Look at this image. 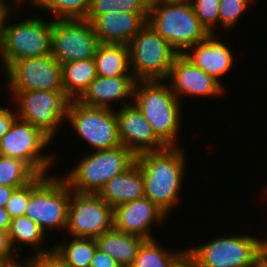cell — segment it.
<instances>
[{
	"label": "cell",
	"mask_w": 267,
	"mask_h": 267,
	"mask_svg": "<svg viewBox=\"0 0 267 267\" xmlns=\"http://www.w3.org/2000/svg\"><path fill=\"white\" fill-rule=\"evenodd\" d=\"M182 146H168L161 151L144 152L136 162L144 178L145 197L168 217L181 203L189 155ZM184 184V186H183Z\"/></svg>",
	"instance_id": "cell-1"
},
{
	"label": "cell",
	"mask_w": 267,
	"mask_h": 267,
	"mask_svg": "<svg viewBox=\"0 0 267 267\" xmlns=\"http://www.w3.org/2000/svg\"><path fill=\"white\" fill-rule=\"evenodd\" d=\"M20 12L22 11L8 10L3 19L0 49L2 71L16 60L42 57L51 53L53 19L47 15L45 19L41 18L44 16L42 13L40 16L35 14L33 17H23L25 13Z\"/></svg>",
	"instance_id": "cell-2"
},
{
	"label": "cell",
	"mask_w": 267,
	"mask_h": 267,
	"mask_svg": "<svg viewBox=\"0 0 267 267\" xmlns=\"http://www.w3.org/2000/svg\"><path fill=\"white\" fill-rule=\"evenodd\" d=\"M133 103L167 146H180L183 102L176 97L167 80L137 81Z\"/></svg>",
	"instance_id": "cell-3"
},
{
	"label": "cell",
	"mask_w": 267,
	"mask_h": 267,
	"mask_svg": "<svg viewBox=\"0 0 267 267\" xmlns=\"http://www.w3.org/2000/svg\"><path fill=\"white\" fill-rule=\"evenodd\" d=\"M147 23L179 54L210 35L189 0H150Z\"/></svg>",
	"instance_id": "cell-4"
},
{
	"label": "cell",
	"mask_w": 267,
	"mask_h": 267,
	"mask_svg": "<svg viewBox=\"0 0 267 267\" xmlns=\"http://www.w3.org/2000/svg\"><path fill=\"white\" fill-rule=\"evenodd\" d=\"M80 156L79 161L76 160L78 163H74L62 176L72 191L93 194H98L110 179L130 168L137 157L123 145L87 151Z\"/></svg>",
	"instance_id": "cell-5"
},
{
	"label": "cell",
	"mask_w": 267,
	"mask_h": 267,
	"mask_svg": "<svg viewBox=\"0 0 267 267\" xmlns=\"http://www.w3.org/2000/svg\"><path fill=\"white\" fill-rule=\"evenodd\" d=\"M57 174L37 175L32 180V193L24 213L46 235L55 230L65 235L67 227L71 188L65 178Z\"/></svg>",
	"instance_id": "cell-6"
},
{
	"label": "cell",
	"mask_w": 267,
	"mask_h": 267,
	"mask_svg": "<svg viewBox=\"0 0 267 267\" xmlns=\"http://www.w3.org/2000/svg\"><path fill=\"white\" fill-rule=\"evenodd\" d=\"M17 117L31 123L52 141L70 115L74 99L64 90L8 91ZM16 104V105H15Z\"/></svg>",
	"instance_id": "cell-7"
},
{
	"label": "cell",
	"mask_w": 267,
	"mask_h": 267,
	"mask_svg": "<svg viewBox=\"0 0 267 267\" xmlns=\"http://www.w3.org/2000/svg\"><path fill=\"white\" fill-rule=\"evenodd\" d=\"M132 75L139 80H167L179 54L148 23L128 44Z\"/></svg>",
	"instance_id": "cell-8"
},
{
	"label": "cell",
	"mask_w": 267,
	"mask_h": 267,
	"mask_svg": "<svg viewBox=\"0 0 267 267\" xmlns=\"http://www.w3.org/2000/svg\"><path fill=\"white\" fill-rule=\"evenodd\" d=\"M50 144L53 141L41 130L17 117L0 140V155L21 159L38 175H48L59 158L48 150Z\"/></svg>",
	"instance_id": "cell-9"
},
{
	"label": "cell",
	"mask_w": 267,
	"mask_h": 267,
	"mask_svg": "<svg viewBox=\"0 0 267 267\" xmlns=\"http://www.w3.org/2000/svg\"><path fill=\"white\" fill-rule=\"evenodd\" d=\"M259 237L263 236L230 232L187 248L201 267H253L255 255L261 247Z\"/></svg>",
	"instance_id": "cell-10"
},
{
	"label": "cell",
	"mask_w": 267,
	"mask_h": 267,
	"mask_svg": "<svg viewBox=\"0 0 267 267\" xmlns=\"http://www.w3.org/2000/svg\"><path fill=\"white\" fill-rule=\"evenodd\" d=\"M72 132L88 144L90 151L111 149L122 145L115 110L92 107L74 100L68 120Z\"/></svg>",
	"instance_id": "cell-11"
},
{
	"label": "cell",
	"mask_w": 267,
	"mask_h": 267,
	"mask_svg": "<svg viewBox=\"0 0 267 267\" xmlns=\"http://www.w3.org/2000/svg\"><path fill=\"white\" fill-rule=\"evenodd\" d=\"M100 44L89 20H53L51 54L62 64L94 58Z\"/></svg>",
	"instance_id": "cell-12"
},
{
	"label": "cell",
	"mask_w": 267,
	"mask_h": 267,
	"mask_svg": "<svg viewBox=\"0 0 267 267\" xmlns=\"http://www.w3.org/2000/svg\"><path fill=\"white\" fill-rule=\"evenodd\" d=\"M114 228L113 207L98 194L71 190L66 235L96 238Z\"/></svg>",
	"instance_id": "cell-13"
},
{
	"label": "cell",
	"mask_w": 267,
	"mask_h": 267,
	"mask_svg": "<svg viewBox=\"0 0 267 267\" xmlns=\"http://www.w3.org/2000/svg\"><path fill=\"white\" fill-rule=\"evenodd\" d=\"M3 72L6 91L63 90L61 64L51 53L16 60Z\"/></svg>",
	"instance_id": "cell-14"
},
{
	"label": "cell",
	"mask_w": 267,
	"mask_h": 267,
	"mask_svg": "<svg viewBox=\"0 0 267 267\" xmlns=\"http://www.w3.org/2000/svg\"><path fill=\"white\" fill-rule=\"evenodd\" d=\"M167 81L180 101L187 97L219 99L226 95V88L183 54L175 57Z\"/></svg>",
	"instance_id": "cell-15"
},
{
	"label": "cell",
	"mask_w": 267,
	"mask_h": 267,
	"mask_svg": "<svg viewBox=\"0 0 267 267\" xmlns=\"http://www.w3.org/2000/svg\"><path fill=\"white\" fill-rule=\"evenodd\" d=\"M114 110L120 142L136 156L144 152L161 151L168 147L155 134L151 124L134 103L123 107L118 105Z\"/></svg>",
	"instance_id": "cell-16"
},
{
	"label": "cell",
	"mask_w": 267,
	"mask_h": 267,
	"mask_svg": "<svg viewBox=\"0 0 267 267\" xmlns=\"http://www.w3.org/2000/svg\"><path fill=\"white\" fill-rule=\"evenodd\" d=\"M168 216L149 198L143 197L113 207L114 229L123 233L142 237L144 240L156 238L153 226H160Z\"/></svg>",
	"instance_id": "cell-17"
},
{
	"label": "cell",
	"mask_w": 267,
	"mask_h": 267,
	"mask_svg": "<svg viewBox=\"0 0 267 267\" xmlns=\"http://www.w3.org/2000/svg\"><path fill=\"white\" fill-rule=\"evenodd\" d=\"M224 38L222 34H210L203 41L188 48L183 55L225 88L222 77L228 75L234 65L236 66L237 56L232 51L234 47H230Z\"/></svg>",
	"instance_id": "cell-18"
},
{
	"label": "cell",
	"mask_w": 267,
	"mask_h": 267,
	"mask_svg": "<svg viewBox=\"0 0 267 267\" xmlns=\"http://www.w3.org/2000/svg\"><path fill=\"white\" fill-rule=\"evenodd\" d=\"M149 13L109 12L87 15L100 43L129 44L146 25Z\"/></svg>",
	"instance_id": "cell-19"
},
{
	"label": "cell",
	"mask_w": 267,
	"mask_h": 267,
	"mask_svg": "<svg viewBox=\"0 0 267 267\" xmlns=\"http://www.w3.org/2000/svg\"><path fill=\"white\" fill-rule=\"evenodd\" d=\"M136 82L134 76H97L78 101L88 106L114 110L116 107H113V103H120V107L133 103Z\"/></svg>",
	"instance_id": "cell-20"
},
{
	"label": "cell",
	"mask_w": 267,
	"mask_h": 267,
	"mask_svg": "<svg viewBox=\"0 0 267 267\" xmlns=\"http://www.w3.org/2000/svg\"><path fill=\"white\" fill-rule=\"evenodd\" d=\"M98 195L112 207L145 197L144 178L138 163L110 179Z\"/></svg>",
	"instance_id": "cell-21"
},
{
	"label": "cell",
	"mask_w": 267,
	"mask_h": 267,
	"mask_svg": "<svg viewBox=\"0 0 267 267\" xmlns=\"http://www.w3.org/2000/svg\"><path fill=\"white\" fill-rule=\"evenodd\" d=\"M8 233L11 245L18 256L20 255L21 257V249L24 247H29L33 250V252H31L32 250L29 249L30 251L28 253L24 251L26 255H22L23 260H28L31 257L42 255L53 250V245H48V247L45 245L48 235L45 234L37 223L25 215L11 219Z\"/></svg>",
	"instance_id": "cell-22"
},
{
	"label": "cell",
	"mask_w": 267,
	"mask_h": 267,
	"mask_svg": "<svg viewBox=\"0 0 267 267\" xmlns=\"http://www.w3.org/2000/svg\"><path fill=\"white\" fill-rule=\"evenodd\" d=\"M95 241L97 249L110 255L121 267H132L145 240L113 228L96 237Z\"/></svg>",
	"instance_id": "cell-23"
},
{
	"label": "cell",
	"mask_w": 267,
	"mask_h": 267,
	"mask_svg": "<svg viewBox=\"0 0 267 267\" xmlns=\"http://www.w3.org/2000/svg\"><path fill=\"white\" fill-rule=\"evenodd\" d=\"M97 76H133L127 44L100 43L94 56Z\"/></svg>",
	"instance_id": "cell-24"
},
{
	"label": "cell",
	"mask_w": 267,
	"mask_h": 267,
	"mask_svg": "<svg viewBox=\"0 0 267 267\" xmlns=\"http://www.w3.org/2000/svg\"><path fill=\"white\" fill-rule=\"evenodd\" d=\"M63 90L78 100L97 77L94 58L71 61L61 65Z\"/></svg>",
	"instance_id": "cell-25"
},
{
	"label": "cell",
	"mask_w": 267,
	"mask_h": 267,
	"mask_svg": "<svg viewBox=\"0 0 267 267\" xmlns=\"http://www.w3.org/2000/svg\"><path fill=\"white\" fill-rule=\"evenodd\" d=\"M97 249L95 238L63 236L53 250L72 267H90Z\"/></svg>",
	"instance_id": "cell-26"
},
{
	"label": "cell",
	"mask_w": 267,
	"mask_h": 267,
	"mask_svg": "<svg viewBox=\"0 0 267 267\" xmlns=\"http://www.w3.org/2000/svg\"><path fill=\"white\" fill-rule=\"evenodd\" d=\"M158 240H145L141 244L132 267H171L173 260L185 249H167Z\"/></svg>",
	"instance_id": "cell-27"
},
{
	"label": "cell",
	"mask_w": 267,
	"mask_h": 267,
	"mask_svg": "<svg viewBox=\"0 0 267 267\" xmlns=\"http://www.w3.org/2000/svg\"><path fill=\"white\" fill-rule=\"evenodd\" d=\"M91 0H36L35 13L49 12V17L57 19H85L87 17ZM37 8V9H36ZM52 13V14H51Z\"/></svg>",
	"instance_id": "cell-28"
},
{
	"label": "cell",
	"mask_w": 267,
	"mask_h": 267,
	"mask_svg": "<svg viewBox=\"0 0 267 267\" xmlns=\"http://www.w3.org/2000/svg\"><path fill=\"white\" fill-rule=\"evenodd\" d=\"M37 175L21 159L0 155V186L19 188L30 183Z\"/></svg>",
	"instance_id": "cell-29"
},
{
	"label": "cell",
	"mask_w": 267,
	"mask_h": 267,
	"mask_svg": "<svg viewBox=\"0 0 267 267\" xmlns=\"http://www.w3.org/2000/svg\"><path fill=\"white\" fill-rule=\"evenodd\" d=\"M150 0H91L87 15H103L109 12L149 13Z\"/></svg>",
	"instance_id": "cell-30"
},
{
	"label": "cell",
	"mask_w": 267,
	"mask_h": 267,
	"mask_svg": "<svg viewBox=\"0 0 267 267\" xmlns=\"http://www.w3.org/2000/svg\"><path fill=\"white\" fill-rule=\"evenodd\" d=\"M254 3L255 0H220L219 34L227 35V32L230 34V31L238 26V22H241L243 14L245 15L246 11L250 10V5Z\"/></svg>",
	"instance_id": "cell-31"
},
{
	"label": "cell",
	"mask_w": 267,
	"mask_h": 267,
	"mask_svg": "<svg viewBox=\"0 0 267 267\" xmlns=\"http://www.w3.org/2000/svg\"><path fill=\"white\" fill-rule=\"evenodd\" d=\"M201 24L210 34H219L220 0H189Z\"/></svg>",
	"instance_id": "cell-32"
},
{
	"label": "cell",
	"mask_w": 267,
	"mask_h": 267,
	"mask_svg": "<svg viewBox=\"0 0 267 267\" xmlns=\"http://www.w3.org/2000/svg\"><path fill=\"white\" fill-rule=\"evenodd\" d=\"M32 193V181L22 187L16 188L6 205V210L11 219L24 216L30 194Z\"/></svg>",
	"instance_id": "cell-33"
},
{
	"label": "cell",
	"mask_w": 267,
	"mask_h": 267,
	"mask_svg": "<svg viewBox=\"0 0 267 267\" xmlns=\"http://www.w3.org/2000/svg\"><path fill=\"white\" fill-rule=\"evenodd\" d=\"M32 267H72L54 250L27 260Z\"/></svg>",
	"instance_id": "cell-34"
},
{
	"label": "cell",
	"mask_w": 267,
	"mask_h": 267,
	"mask_svg": "<svg viewBox=\"0 0 267 267\" xmlns=\"http://www.w3.org/2000/svg\"><path fill=\"white\" fill-rule=\"evenodd\" d=\"M10 103H11V100L7 106L0 105V140L10 130L13 122L17 118L16 109L15 107H13V104L10 105Z\"/></svg>",
	"instance_id": "cell-35"
},
{
	"label": "cell",
	"mask_w": 267,
	"mask_h": 267,
	"mask_svg": "<svg viewBox=\"0 0 267 267\" xmlns=\"http://www.w3.org/2000/svg\"><path fill=\"white\" fill-rule=\"evenodd\" d=\"M171 267H201L197 258L185 248L172 262Z\"/></svg>",
	"instance_id": "cell-36"
},
{
	"label": "cell",
	"mask_w": 267,
	"mask_h": 267,
	"mask_svg": "<svg viewBox=\"0 0 267 267\" xmlns=\"http://www.w3.org/2000/svg\"><path fill=\"white\" fill-rule=\"evenodd\" d=\"M90 267H121L110 255L96 249Z\"/></svg>",
	"instance_id": "cell-37"
},
{
	"label": "cell",
	"mask_w": 267,
	"mask_h": 267,
	"mask_svg": "<svg viewBox=\"0 0 267 267\" xmlns=\"http://www.w3.org/2000/svg\"><path fill=\"white\" fill-rule=\"evenodd\" d=\"M0 257H20L11 245L8 231L0 230Z\"/></svg>",
	"instance_id": "cell-38"
},
{
	"label": "cell",
	"mask_w": 267,
	"mask_h": 267,
	"mask_svg": "<svg viewBox=\"0 0 267 267\" xmlns=\"http://www.w3.org/2000/svg\"><path fill=\"white\" fill-rule=\"evenodd\" d=\"M35 3H36V0H0V4L4 8L8 10H22V11L24 10V12L29 7L30 8L27 11H30L31 8L33 9L35 6ZM24 7H27V8H24Z\"/></svg>",
	"instance_id": "cell-39"
},
{
	"label": "cell",
	"mask_w": 267,
	"mask_h": 267,
	"mask_svg": "<svg viewBox=\"0 0 267 267\" xmlns=\"http://www.w3.org/2000/svg\"><path fill=\"white\" fill-rule=\"evenodd\" d=\"M15 187L0 186V207H6Z\"/></svg>",
	"instance_id": "cell-40"
},
{
	"label": "cell",
	"mask_w": 267,
	"mask_h": 267,
	"mask_svg": "<svg viewBox=\"0 0 267 267\" xmlns=\"http://www.w3.org/2000/svg\"><path fill=\"white\" fill-rule=\"evenodd\" d=\"M253 267H267V251L260 247L254 259Z\"/></svg>",
	"instance_id": "cell-41"
},
{
	"label": "cell",
	"mask_w": 267,
	"mask_h": 267,
	"mask_svg": "<svg viewBox=\"0 0 267 267\" xmlns=\"http://www.w3.org/2000/svg\"><path fill=\"white\" fill-rule=\"evenodd\" d=\"M11 217L5 207H0V230L8 231Z\"/></svg>",
	"instance_id": "cell-42"
},
{
	"label": "cell",
	"mask_w": 267,
	"mask_h": 267,
	"mask_svg": "<svg viewBox=\"0 0 267 267\" xmlns=\"http://www.w3.org/2000/svg\"><path fill=\"white\" fill-rule=\"evenodd\" d=\"M22 261V257H0V267H15Z\"/></svg>",
	"instance_id": "cell-43"
},
{
	"label": "cell",
	"mask_w": 267,
	"mask_h": 267,
	"mask_svg": "<svg viewBox=\"0 0 267 267\" xmlns=\"http://www.w3.org/2000/svg\"><path fill=\"white\" fill-rule=\"evenodd\" d=\"M6 13H0V49H1V35H2V23Z\"/></svg>",
	"instance_id": "cell-44"
},
{
	"label": "cell",
	"mask_w": 267,
	"mask_h": 267,
	"mask_svg": "<svg viewBox=\"0 0 267 267\" xmlns=\"http://www.w3.org/2000/svg\"><path fill=\"white\" fill-rule=\"evenodd\" d=\"M15 267H32L31 264L27 260H23L20 264Z\"/></svg>",
	"instance_id": "cell-45"
},
{
	"label": "cell",
	"mask_w": 267,
	"mask_h": 267,
	"mask_svg": "<svg viewBox=\"0 0 267 267\" xmlns=\"http://www.w3.org/2000/svg\"><path fill=\"white\" fill-rule=\"evenodd\" d=\"M261 247L267 251V237L264 236V239L261 237Z\"/></svg>",
	"instance_id": "cell-46"
},
{
	"label": "cell",
	"mask_w": 267,
	"mask_h": 267,
	"mask_svg": "<svg viewBox=\"0 0 267 267\" xmlns=\"http://www.w3.org/2000/svg\"><path fill=\"white\" fill-rule=\"evenodd\" d=\"M8 9L4 8L1 4H0V13H7Z\"/></svg>",
	"instance_id": "cell-47"
},
{
	"label": "cell",
	"mask_w": 267,
	"mask_h": 267,
	"mask_svg": "<svg viewBox=\"0 0 267 267\" xmlns=\"http://www.w3.org/2000/svg\"><path fill=\"white\" fill-rule=\"evenodd\" d=\"M264 189V190H263ZM262 191L265 194V198L267 197V185H265V187L263 186ZM267 199V198H266Z\"/></svg>",
	"instance_id": "cell-48"
}]
</instances>
